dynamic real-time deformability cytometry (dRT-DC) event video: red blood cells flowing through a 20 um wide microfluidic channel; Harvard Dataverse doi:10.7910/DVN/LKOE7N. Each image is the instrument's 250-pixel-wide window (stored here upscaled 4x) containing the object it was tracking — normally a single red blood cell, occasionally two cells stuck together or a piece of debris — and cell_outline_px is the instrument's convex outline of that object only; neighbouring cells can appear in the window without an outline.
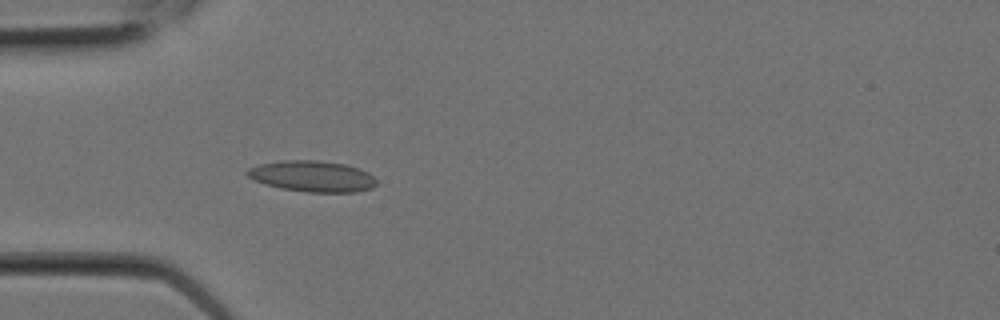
{"species": "Egyptian fruit bat (a non-hibernating species)", "species_latin": "Rousettus aegyptiacus", "temperature_condition": "room temperature", "stored_images_in_passage": 5, "camera_frame_rate_fps": 3000, "um_per_image_px": 0.085, "animal": {"sex": "female"}, "frame": {"image": 1, "passage_image": 5, "time_ms": 1.333, "image_size_px": [1000, 320], "cell_outline_px": [[376, 184], [372, 188], [356, 192], [308, 192], [280, 188], [264, 184], [252, 180], [244, 172], [248, 168], [260, 164], [280, 160], [316, 160], [344, 164], [360, 168], [368, 172], [376, 180]], "centroid_in_image_um": [26.52, 14.98], "position_along_channel_um": 58.5, "area_um2": 23.52}}